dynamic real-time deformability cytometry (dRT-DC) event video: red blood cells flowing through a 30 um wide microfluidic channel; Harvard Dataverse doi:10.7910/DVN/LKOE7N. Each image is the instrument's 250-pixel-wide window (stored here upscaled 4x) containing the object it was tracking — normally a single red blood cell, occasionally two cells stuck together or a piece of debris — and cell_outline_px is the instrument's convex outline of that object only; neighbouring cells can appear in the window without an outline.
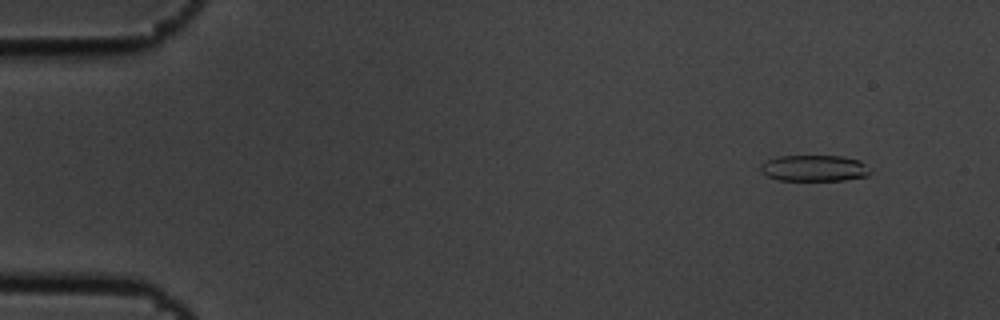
{"species": "common noctule bat (a hibernating species)", "species_latin": "Nyctalus noctula", "temperature_condition": "cold", "stored_images_in_passage": 6, "camera_frame_rate_fps": 3000, "um_per_image_px": 0.085, "animal": {"sex": "male", "body_mass_g": 19.5, "forearm_length_mm": 54.6}, "frame": {"image": 1, "passage_image": 2, "time_ms": 0.333, "image_size_px": [1000, 320], "cell_outline_px": [[872, 172], [868, 176], [844, 180], [776, 180], [760, 172], [760, 164], [776, 156], [844, 156], [860, 160]], "centroid_in_image_um": [69.2, 14.29], "position_along_channel_um": 15.8, "area_um2": 16.88}}